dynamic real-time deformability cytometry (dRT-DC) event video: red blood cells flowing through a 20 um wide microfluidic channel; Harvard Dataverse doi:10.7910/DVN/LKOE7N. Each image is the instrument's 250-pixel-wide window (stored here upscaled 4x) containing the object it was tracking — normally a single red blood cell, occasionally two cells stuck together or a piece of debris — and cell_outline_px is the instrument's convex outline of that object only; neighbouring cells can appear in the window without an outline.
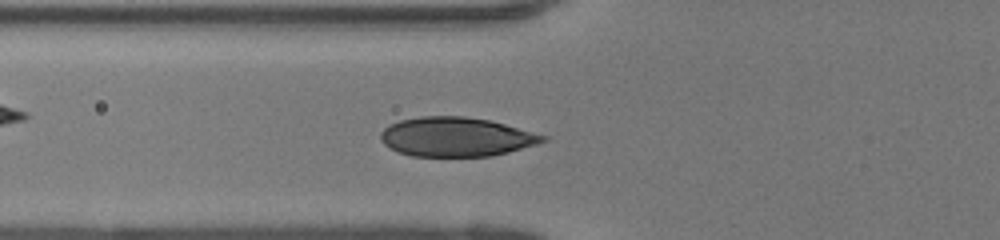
{"species": "human", "species_latin": "Homo sapiens", "temperature_condition": "room temperature", "stored_images_in_passage": 43, "camera_frame_rate_fps": 3000, "um_per_image_px": 0.085, "donor": {"sex": "female"}, "frame": {"image": 1, "passage_image": 13, "time_ms": 4.0, "image_size_px": [1000, 240], "cell_outline_px": [[548, 140], [536, 144], [508, 152], [492, 156], [412, 156], [396, 152], [384, 144], [380, 140], [380, 132], [388, 124], [400, 120], [420, 116], [464, 116], [488, 120], [504, 124], [548, 136]], "centroid_in_image_um": [38.73, 11.63], "position_along_channel_um": 87.1, "area_um2": 37.17}}
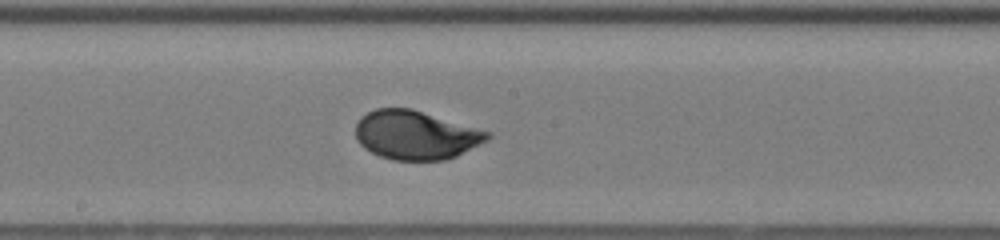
{"frame": {"image": 2, "passage_image": 22, "time_ms": 7.0, "image_size_px": [1000, 240], "cell_outline_px": [[492, 136], [488, 140], [456, 156], [444, 160], [392, 160], [380, 156], [364, 148], [356, 140], [356, 124], [360, 116], [376, 108], [412, 108], [492, 132]], "centroid_in_image_um": [35.34, 11.47], "position_along_channel_um": 212.9, "area_um2": 37.74}}
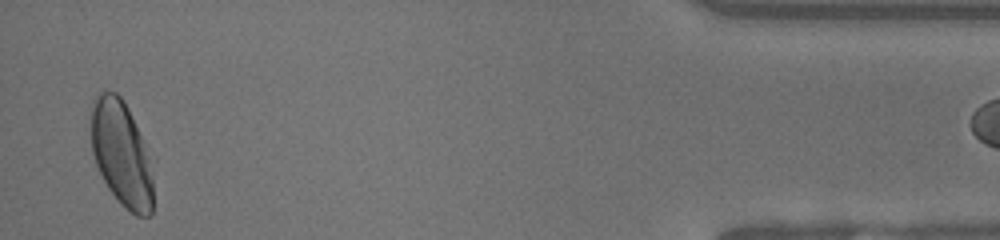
{"frame": {"image": 3, "passage_image": 42, "time_ms": 13.667, "image_size_px": [1000, 240], "cell_outline_px": [[156, 160], [152, 212], [148, 216], [136, 216], [120, 204], [108, 188], [96, 164], [92, 152], [92, 100], [100, 92], [116, 92], [124, 100]], "centroid_in_image_um": [10.43, 13.09], "position_along_channel_um": 424.8, "area_um2": 39.59}}